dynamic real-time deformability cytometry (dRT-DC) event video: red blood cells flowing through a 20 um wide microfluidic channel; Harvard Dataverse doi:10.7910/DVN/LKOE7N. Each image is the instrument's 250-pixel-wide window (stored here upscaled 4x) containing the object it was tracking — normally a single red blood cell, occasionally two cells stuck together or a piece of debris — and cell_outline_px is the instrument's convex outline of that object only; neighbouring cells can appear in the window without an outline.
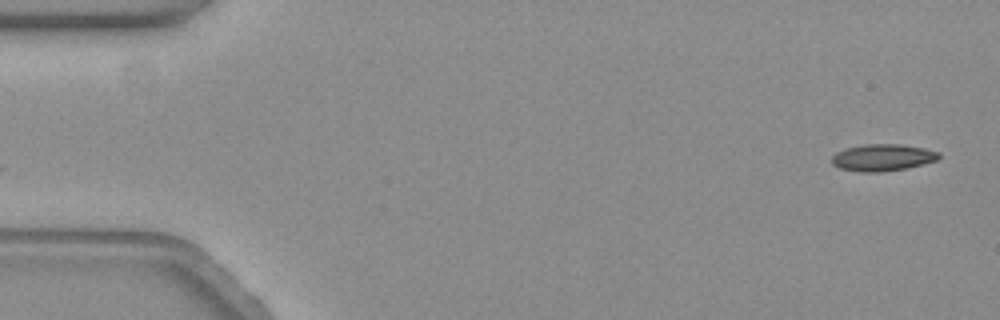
{"species": "common noctule bat (a hibernating species)", "species_latin": "Nyctalus noctula", "temperature_condition": "warm", "stored_images_in_passage": 59, "camera_frame_rate_fps": 3000, "um_per_image_px": 0.085, "animal": {"sex": "female", "body_mass_g": 19.3, "forearm_length_mm": 54.1}, "frame": {"image": 1, "passage_image": 1, "time_ms": 0.0, "image_size_px": [1000, 320], "cell_outline_px": [[940, 156], [936, 160], [904, 168], [880, 172], [860, 172], [840, 168], [832, 164], [832, 156], [836, 152], [848, 148], [864, 144], [900, 144], [924, 148], [940, 152]], "centroid_in_image_um": [75.0, 13.38], "position_along_channel_um": 10.0, "area_um2": 16.53}}
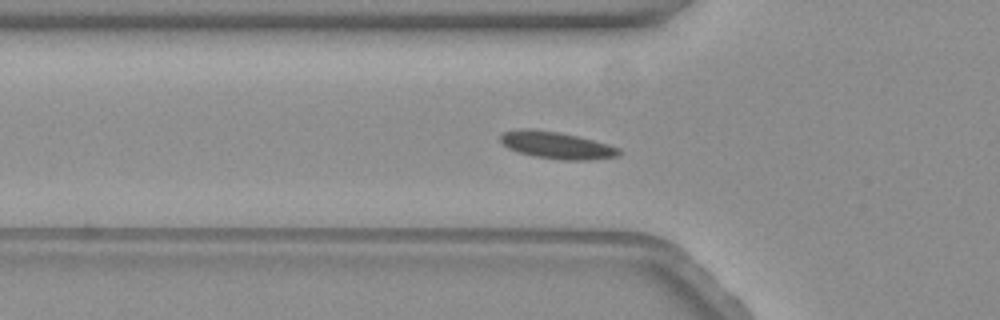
{"frame": {"image": 2, "passage_image": 19, "time_ms": 6.0, "image_size_px": [1000, 320], "cell_outline_px": [[620, 156], [588, 160], [560, 160], [536, 156], [520, 152], [508, 148], [500, 140], [500, 136], [504, 132], [524, 128], [536, 128], [576, 136], [608, 144], [620, 148]], "centroid_in_image_um": [47.33, 12.34], "position_along_channel_um": 78.5, "area_um2": 18.5}}
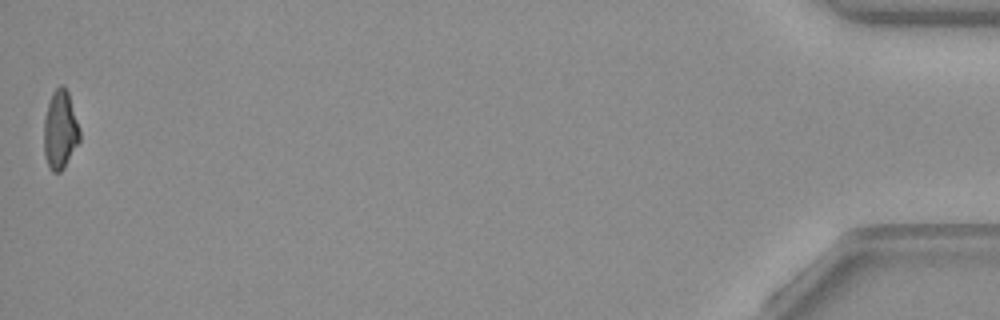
{"frame": {"image": 3, "passage_image": 59, "time_ms": 19.333, "image_size_px": [1000, 320], "cell_outline_px": [[80, 140], [64, 168], [60, 172], [52, 172], [48, 168], [44, 156], [44, 116], [52, 92], [60, 84], [64, 84], [68, 92], [80, 132]], "centroid_in_image_um": [5.09, 11.06], "position_along_channel_um": 430.1, "area_um2": 16.47}, "authors_computed_cell_mechanics": {"area_um2": 17.2244, "velocity_mm_per_s": 3.4106, "shape_relaxation_time_tau1_ms": null, "shape_relaxation_time_tau2_ms": 3.1813, "deformation_change_tau1": null, "deformation_change_tau2": 0.0868}}